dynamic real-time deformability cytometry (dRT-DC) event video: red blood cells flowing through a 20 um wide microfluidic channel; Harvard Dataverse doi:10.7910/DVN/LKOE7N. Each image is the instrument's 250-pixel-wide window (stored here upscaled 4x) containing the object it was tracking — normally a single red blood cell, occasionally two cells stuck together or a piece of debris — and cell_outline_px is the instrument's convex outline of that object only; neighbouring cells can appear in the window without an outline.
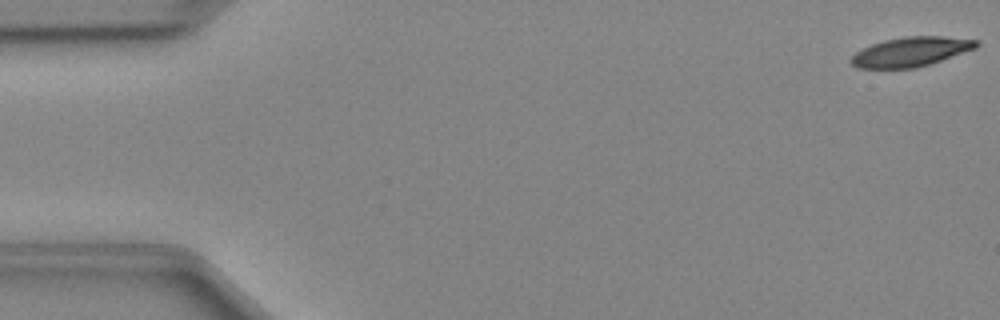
{"species": "Egyptian fruit bat (a non-hibernating species)", "species_latin": "Rousettus aegyptiacus", "temperature_condition": "cold", "stored_images_in_passage": 11, "camera_frame_rate_fps": 3000, "um_per_image_px": 0.085, "animal": {"sex": "female"}, "frame": {"image": 1, "passage_image": 1, "time_ms": 0.0, "image_size_px": [1000, 320], "cell_outline_px": [[980, 44], [976, 48], [916, 68], [856, 68], [848, 60], [856, 52], [872, 44], [884, 40], [908, 36], [944, 36], [980, 40]], "centroid_in_image_um": [77.42, 4.39], "position_along_channel_um": 7.6, "area_um2": 21.39}}